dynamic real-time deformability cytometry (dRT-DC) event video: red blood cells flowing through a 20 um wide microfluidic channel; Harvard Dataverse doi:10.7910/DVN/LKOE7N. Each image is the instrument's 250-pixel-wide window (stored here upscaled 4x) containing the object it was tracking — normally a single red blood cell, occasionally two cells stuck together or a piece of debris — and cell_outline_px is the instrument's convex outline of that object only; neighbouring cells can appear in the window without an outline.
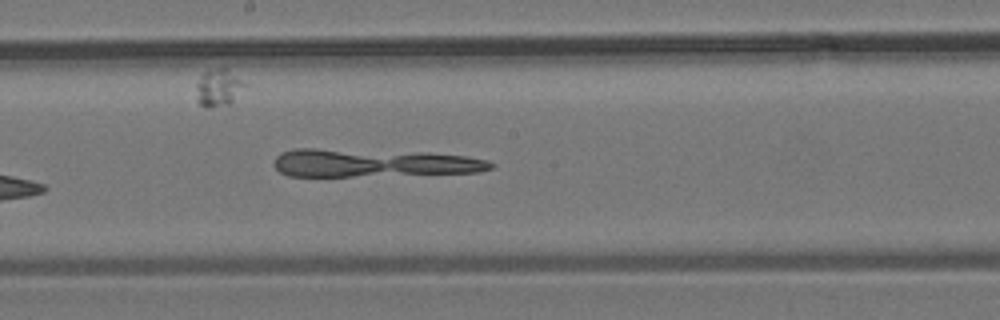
{"species": "common noctule bat (a hibernating species)", "species_latin": "Nyctalus noctula", "temperature_condition": "room temperature", "stored_images_in_passage": 7, "camera_frame_rate_fps": 3000, "um_per_image_px": 0.085, "animal": {"sex": "male", "body_mass_g": 19.2, "forearm_length_mm": 51.8}, "frame": {"image": 1, "passage_image": 7, "time_ms": 8.0, "image_size_px": [1000, 320], "cell_outline_px": [[496, 164], [492, 168], [480, 172], [352, 176], [288, 176], [280, 172], [272, 164], [276, 156], [280, 152], [292, 148], [316, 148], [428, 152], [464, 156], [488, 160]], "centroid_in_image_um": [31.67, 13.84], "position_along_channel_um": 216.5, "area_um2": 35.66}}